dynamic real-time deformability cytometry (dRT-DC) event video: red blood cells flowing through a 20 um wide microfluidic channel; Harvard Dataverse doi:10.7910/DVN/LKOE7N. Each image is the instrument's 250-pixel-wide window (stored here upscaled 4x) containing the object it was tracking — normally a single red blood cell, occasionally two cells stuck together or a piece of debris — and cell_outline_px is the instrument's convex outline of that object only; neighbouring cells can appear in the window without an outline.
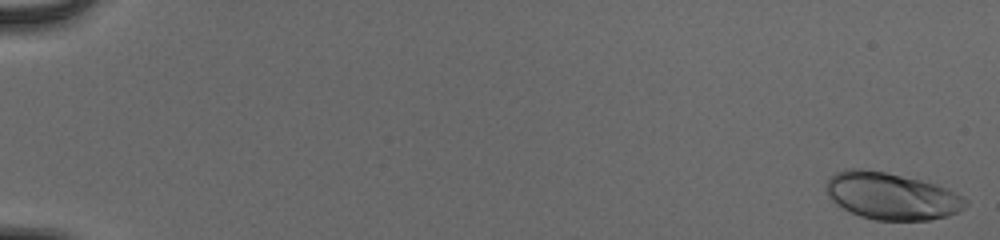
{"species": "human", "species_latin": "Homo sapiens", "temperature_condition": "cold", "stored_images_in_passage": 55, "camera_frame_rate_fps": 3000, "um_per_image_px": 0.085, "donor": {"sex": "male"}, "frame": {"image": 1, "passage_image": 1, "time_ms": 0.0, "image_size_px": [1000, 240], "cell_outline_px": [[968, 204], [964, 208], [948, 216], [928, 220], [876, 220], [860, 216], [836, 204], [828, 196], [828, 180], [836, 172], [844, 168], [860, 168], [884, 172], [920, 180], [936, 184], [948, 188], [968, 200]], "centroid_in_image_um": [75.8, 16.66], "position_along_channel_um": 9.2, "area_um2": 37.92}}
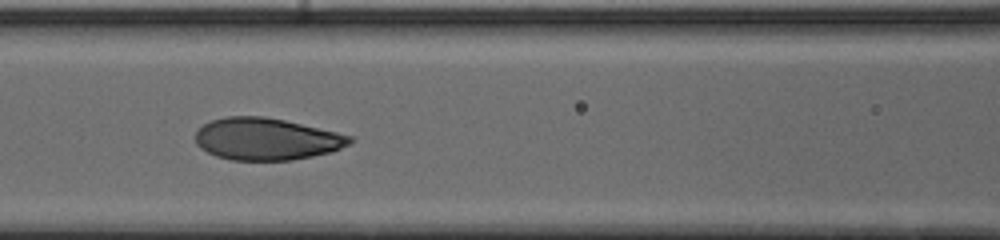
{"frame": {"image": 2, "passage_image": 27, "time_ms": 8.667, "image_size_px": [1000, 240], "cell_outline_px": [[352, 140], [348, 144], [332, 152], [292, 160], [232, 160], [216, 156], [200, 148], [196, 144], [196, 132], [204, 124], [212, 120], [224, 116], [264, 116], [284, 120], [336, 132], [352, 136]], "centroid_in_image_um": [22.62, 11.81], "position_along_channel_um": 144.0, "area_um2": 37.63}}
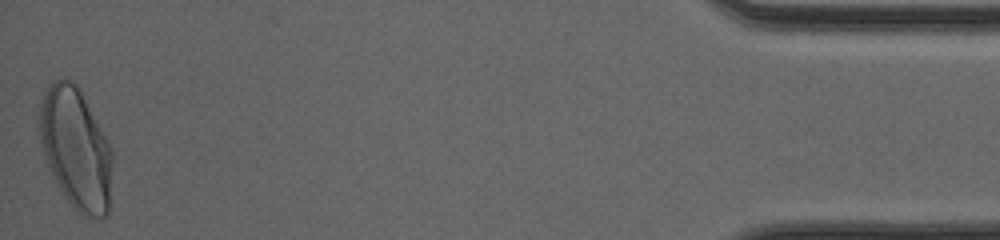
{"frame": {"image": 3, "passage_image": 55, "time_ms": 18.0, "image_size_px": [1000, 240], "cell_outline_px": [[112, 164], [108, 216], [100, 220], [84, 216], [72, 208], [60, 192], [52, 176], [44, 156], [40, 140], [40, 104], [44, 92], [60, 76], [68, 76], [76, 84], [112, 148]], "centroid_in_image_um": [6.45, 12.68], "position_along_channel_um": 428.8, "area_um2": 51.79}, "authors_computed_cell_mechanics": {"area_um2": 38.2058, "velocity_mm_per_s": 3.8975, "shape_relaxation_time_tau1_ms": 3.2933, "shape_relaxation_time_tau2_ms": null, "deformation_change_tau1": 0.1625, "deformation_change_tau2": null}}